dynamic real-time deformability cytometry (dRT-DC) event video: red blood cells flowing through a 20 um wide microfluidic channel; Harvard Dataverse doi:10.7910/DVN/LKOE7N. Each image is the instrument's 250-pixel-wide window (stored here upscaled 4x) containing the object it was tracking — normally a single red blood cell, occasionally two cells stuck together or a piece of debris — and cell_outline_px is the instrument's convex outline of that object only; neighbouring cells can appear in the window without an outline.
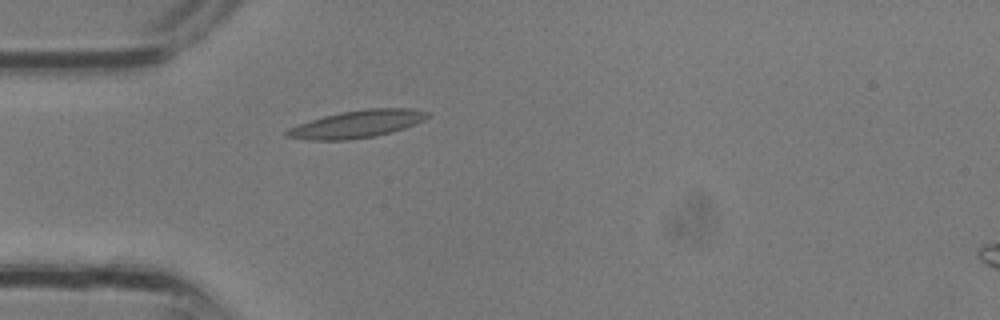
{"species": "common noctule bat (a hibernating species)", "species_latin": "Nyctalus noctula", "temperature_condition": "room temperature", "stored_images_in_passage": 5, "camera_frame_rate_fps": 3000, "um_per_image_px": 0.085, "animal": {"sex": "male", "body_mass_g": 13.3}, "frame": {"image": 1, "passage_image": 5, "time_ms": 1.333, "image_size_px": [1000, 320], "cell_outline_px": [[428, 116], [424, 120], [404, 128], [372, 136], [348, 140], [312, 140], [284, 136], [284, 132], [288, 128], [324, 116], [340, 112], [368, 108], [412, 108], [428, 112]], "centroid_in_image_um": [30.33, 10.54], "position_along_channel_um": 54.7, "area_um2": 22.14}}